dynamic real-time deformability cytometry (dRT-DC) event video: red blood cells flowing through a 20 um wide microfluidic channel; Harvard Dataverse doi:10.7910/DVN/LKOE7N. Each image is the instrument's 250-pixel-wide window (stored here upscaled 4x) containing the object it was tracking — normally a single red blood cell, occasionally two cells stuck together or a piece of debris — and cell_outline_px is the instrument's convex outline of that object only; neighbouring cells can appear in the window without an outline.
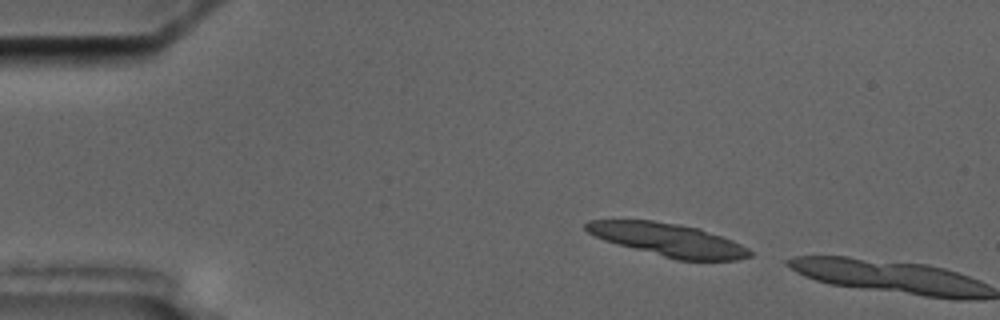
{"species": "common noctule bat (a hibernating species)", "species_latin": "Nyctalus noctula", "temperature_condition": "cold", "stored_images_in_passage": 2, "camera_frame_rate_fps": 3000, "um_per_image_px": 0.085, "animal": {"sex": "male", "body_mass_g": 17.5, "forearm_length_mm": 52.3}, "frame": {"image": 1, "passage_image": 1, "time_ms": 0.0, "image_size_px": [1000, 320], "cell_outline_px": [[752, 256], [736, 260], [676, 260], [604, 240], [588, 232], [584, 228], [584, 224], [588, 220], [652, 220], [680, 224], [700, 228], [732, 240], [748, 248], [752, 252]], "centroid_in_image_um": [56.81, 20.37], "position_along_channel_um": 28.2, "area_um2": 31.27}}